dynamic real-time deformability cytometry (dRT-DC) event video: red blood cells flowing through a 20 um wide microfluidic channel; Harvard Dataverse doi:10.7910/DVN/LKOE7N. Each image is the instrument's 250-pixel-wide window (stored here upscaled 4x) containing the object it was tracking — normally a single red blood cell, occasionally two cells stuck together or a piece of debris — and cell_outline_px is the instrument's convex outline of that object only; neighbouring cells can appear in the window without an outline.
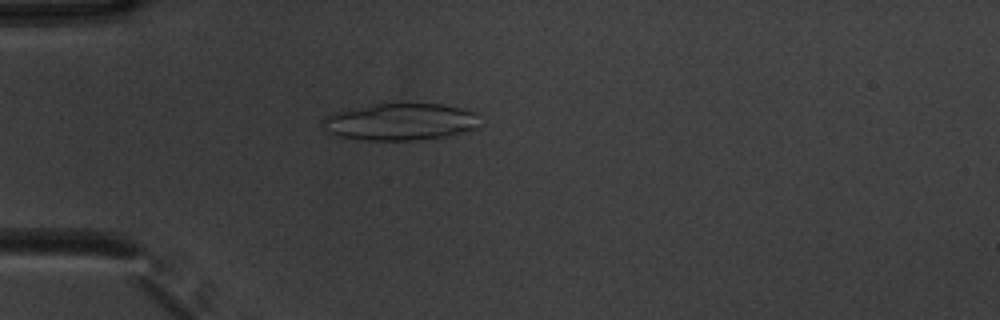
{"species": "common noctule bat (a hibernating species)", "species_latin": "Nyctalus noctula", "temperature_condition": "warm", "stored_images_in_passage": 53, "camera_frame_rate_fps": 3000, "um_per_image_px": 0.085, "animal": {"sex": "male", "body_mass_g": 20.1, "forearm_length_mm": 53.5}, "frame": {"image": 1, "passage_image": 16, "time_ms": 5.0, "image_size_px": [1000, 320], "cell_outline_px": [[476, 128], [464, 132], [448, 136], [412, 140], [368, 140], [340, 136], [328, 132], [324, 128], [320, 120], [336, 112], [380, 100], [384, 100], [440, 104], [460, 108], [472, 112]], "centroid_in_image_um": [33.93, 10.3], "position_along_channel_um": 51.1, "area_um2": 34.45}}
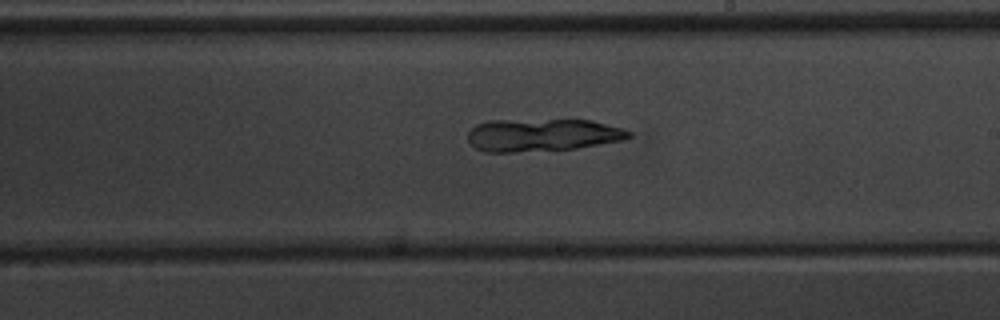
{"frame": {"image": 2, "passage_image": 32, "time_ms": 10.333, "image_size_px": [1000, 320], "cell_outline_px": [[632, 136], [624, 140], [576, 148], [516, 152], [484, 152], [476, 148], [468, 140], [468, 132], [476, 124], [488, 120], [592, 120], [624, 128], [632, 132]], "centroid_in_image_um": [46.12, 11.47], "position_along_channel_um": 242.9, "area_um2": 30.75}}
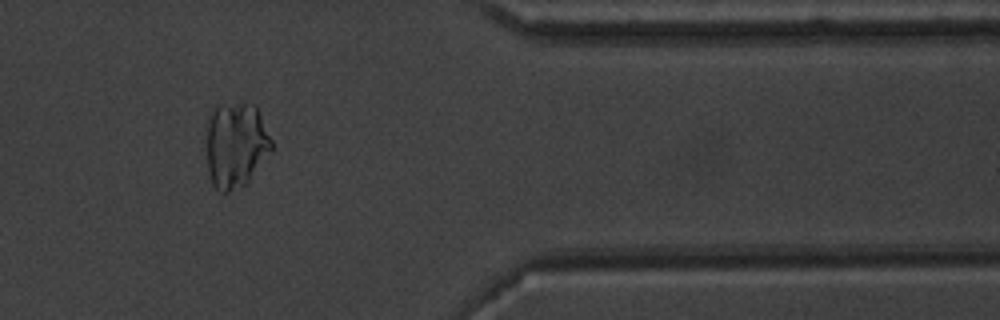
{"frame": {"image": 3, "passage_image": 45, "time_ms": 14.667, "image_size_px": [1000, 320], "cell_outline_px": [[272, 148], [248, 184], [228, 192], [220, 192], [212, 184], [208, 172], [208, 116], [212, 108], [236, 104], [256, 104], [272, 140]], "centroid_in_image_um": [20.07, 12.35], "position_along_channel_um": 391.3, "area_um2": 32.31}}